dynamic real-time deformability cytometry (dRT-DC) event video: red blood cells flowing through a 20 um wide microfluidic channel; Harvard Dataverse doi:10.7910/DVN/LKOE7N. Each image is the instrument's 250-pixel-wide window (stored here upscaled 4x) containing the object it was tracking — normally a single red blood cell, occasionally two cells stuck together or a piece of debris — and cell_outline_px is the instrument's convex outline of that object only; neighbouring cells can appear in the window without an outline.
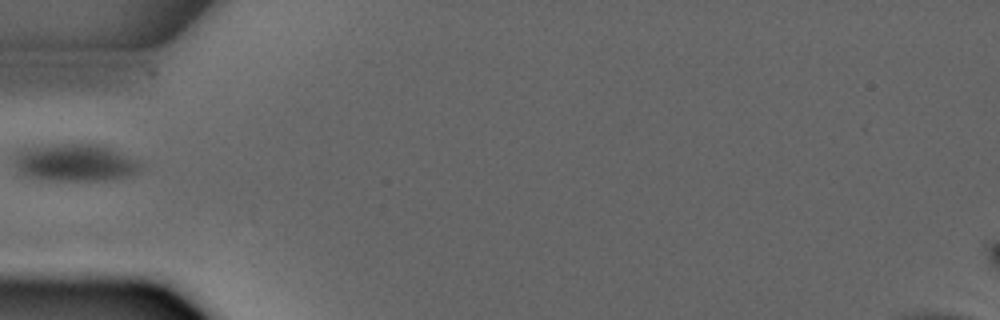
{"species": "common noctule bat (a hibernating species)", "species_latin": "Nyctalus noctula", "temperature_condition": "warm", "stored_images_in_passage": 1, "camera_frame_rate_fps": 3000, "um_per_image_px": 0.085, "animal": {"sex": "male", "forearm_length_mm": 52.5}, "frame": {"image": 1, "passage_image": 1, "time_ms": 0.0, "image_size_px": [1000, 320], "cell_outline_px": [[140, 168], [136, 172], [112, 180], [40, 180], [24, 176], [16, 172], [12, 160], [12, 152], [16, 148], [24, 144], [104, 144], [136, 160], [140, 164]], "centroid_in_image_um": [6.15, 13.78], "position_along_channel_um": 78.9, "area_um2": 28.67}}